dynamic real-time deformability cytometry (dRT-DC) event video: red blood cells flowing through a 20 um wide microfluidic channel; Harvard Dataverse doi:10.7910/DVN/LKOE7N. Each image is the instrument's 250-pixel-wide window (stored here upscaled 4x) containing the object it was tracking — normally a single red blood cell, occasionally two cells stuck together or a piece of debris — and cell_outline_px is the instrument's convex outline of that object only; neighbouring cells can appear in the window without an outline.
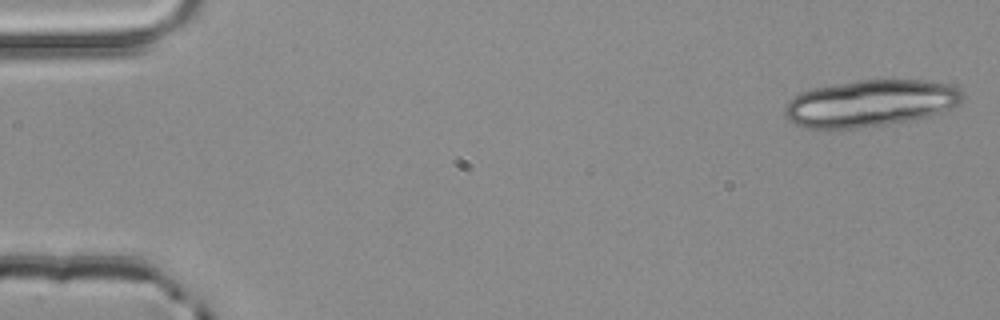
{"species": "common noctule bat (a hibernating species)", "species_latin": "Nyctalus noctula", "temperature_condition": "room temperature", "stored_images_in_passage": 4, "camera_frame_rate_fps": 3000, "um_per_image_px": 0.085, "animal": {"sex": "male", "body_mass_g": 20.4}, "frame": {"image": 1, "passage_image": 1, "time_ms": 0.0, "image_size_px": [1000, 320], "cell_outline_px": [[964, 96], [952, 108], [928, 116], [912, 120], [888, 124], [832, 132], [804, 128], [788, 120], [784, 116], [784, 108], [788, 100], [800, 92], [812, 88], [860, 80], [924, 80], [952, 84]], "centroid_in_image_um": [73.88, 8.81], "position_along_channel_um": 11.1, "area_um2": 49.25}}